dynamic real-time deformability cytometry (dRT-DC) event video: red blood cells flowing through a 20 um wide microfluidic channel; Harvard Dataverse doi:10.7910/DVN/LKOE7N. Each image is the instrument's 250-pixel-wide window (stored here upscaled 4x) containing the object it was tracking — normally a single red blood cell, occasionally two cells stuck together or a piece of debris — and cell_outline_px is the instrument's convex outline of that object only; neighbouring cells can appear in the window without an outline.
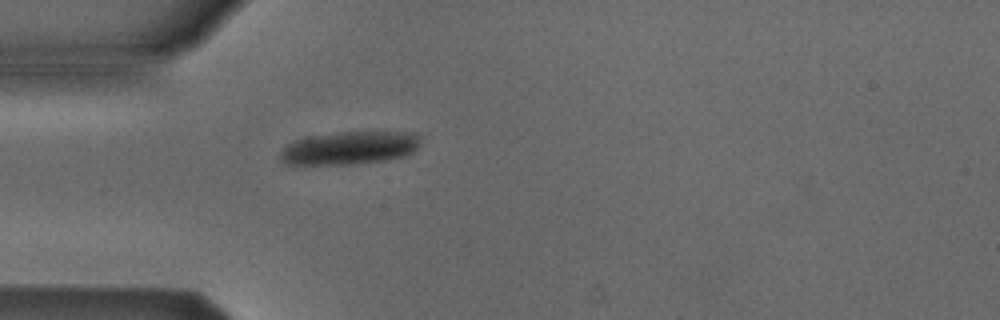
{"species": "Egyptian fruit bat (a non-hibernating species)", "species_latin": "Rousettus aegyptiacus", "temperature_condition": "cold", "stored_images_in_passage": 4, "camera_frame_rate_fps": 3000, "um_per_image_px": 0.085, "animal": {"sex": "male"}, "frame": {"image": 1, "passage_image": 4, "time_ms": 4.333, "image_size_px": [1000, 320], "cell_outline_px": [[420, 144], [412, 152], [404, 156], [384, 160], [352, 164], [284, 164], [280, 160], [280, 148], [296, 140], [312, 136], [336, 132], [416, 132], [420, 136]], "centroid_in_image_um": [29.7, 12.57], "position_along_channel_um": 55.3, "area_um2": 26.99}}